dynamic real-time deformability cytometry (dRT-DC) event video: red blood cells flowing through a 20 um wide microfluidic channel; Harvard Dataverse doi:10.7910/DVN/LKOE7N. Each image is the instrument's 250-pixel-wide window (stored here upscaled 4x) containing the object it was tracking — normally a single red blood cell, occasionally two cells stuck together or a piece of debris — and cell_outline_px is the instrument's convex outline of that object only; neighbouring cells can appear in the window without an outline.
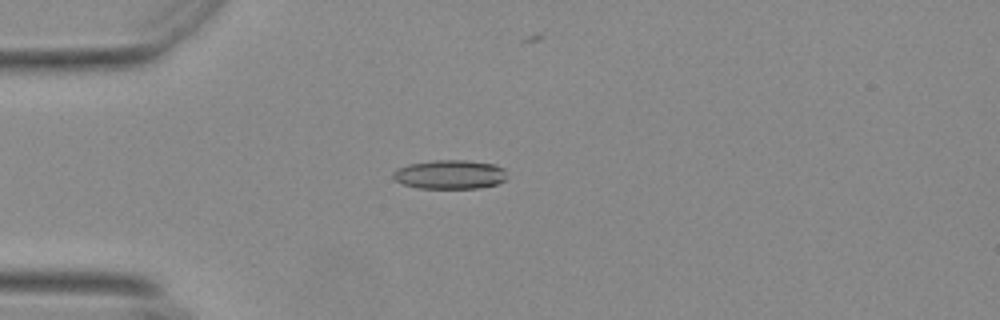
{"species": "Egyptian fruit bat (a non-hibernating species)", "species_latin": "Rousettus aegyptiacus", "temperature_condition": "warm", "stored_images_in_passage": 53, "camera_frame_rate_fps": 3000, "um_per_image_px": 0.085, "animal": {"sex": "female"}, "frame": {"image": 1, "passage_image": 12, "time_ms": 3.667, "image_size_px": [1000, 320], "cell_outline_px": [[504, 180], [496, 184], [480, 188], [420, 188], [404, 184], [396, 180], [392, 176], [392, 172], [396, 168], [408, 164], [432, 160], [468, 160], [496, 164], [504, 168]], "centroid_in_image_um": [38.21, 14.81], "position_along_channel_um": 46.8, "area_um2": 19.31}}
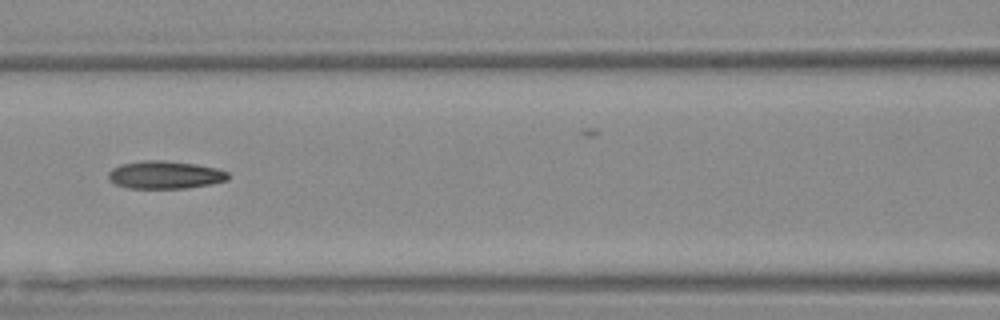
{"frame": {"image": 2, "passage_image": 22, "time_ms": 7.0, "image_size_px": [1000, 320], "cell_outline_px": [[228, 180], [208, 184], [184, 188], [128, 188], [116, 184], [108, 176], [108, 172], [112, 168], [120, 164], [140, 160], [164, 160], [196, 164], [216, 168], [228, 172]], "centroid_in_image_um": [14.0, 14.85], "position_along_channel_um": 152.6, "area_um2": 19.31}}
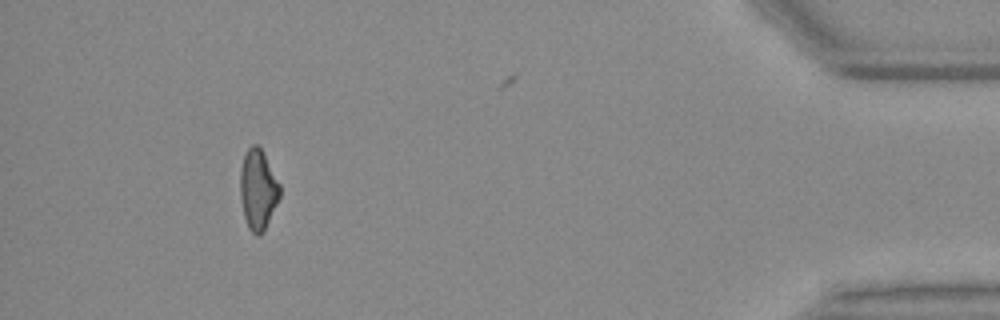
{"frame": {"image": 3, "passage_image": 48, "time_ms": 15.667, "image_size_px": [1000, 320], "cell_outline_px": [[280, 196], [264, 232], [260, 236], [256, 236], [248, 228], [244, 216], [240, 196], [240, 168], [244, 156], [248, 148], [252, 144], [256, 144], [260, 148], [280, 184]], "centroid_in_image_um": [21.92, 16.15], "position_along_channel_um": 413.3, "area_um2": 18.44}, "authors_computed_cell_mechanics": {"area_um2": 18.7272, "velocity_mm_per_s": 3.7369, "shape_relaxation_time_tau1_ms": 10.0389, "shape_relaxation_time_tau2_ms": 5.8778, "deformation_change_tau1": 0.2316, "deformation_change_tau2": 0.1572}}